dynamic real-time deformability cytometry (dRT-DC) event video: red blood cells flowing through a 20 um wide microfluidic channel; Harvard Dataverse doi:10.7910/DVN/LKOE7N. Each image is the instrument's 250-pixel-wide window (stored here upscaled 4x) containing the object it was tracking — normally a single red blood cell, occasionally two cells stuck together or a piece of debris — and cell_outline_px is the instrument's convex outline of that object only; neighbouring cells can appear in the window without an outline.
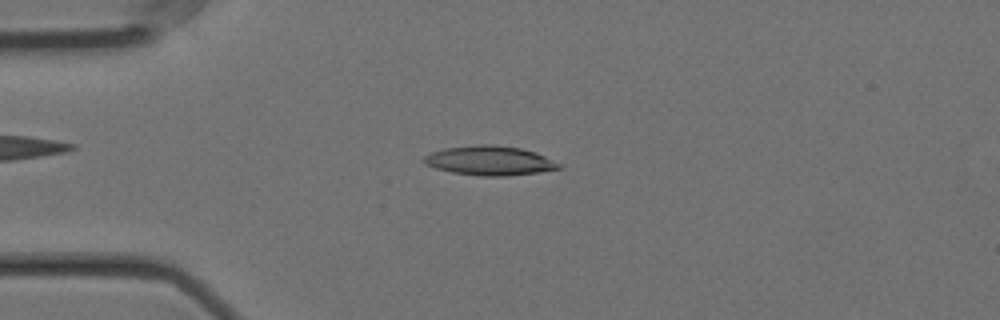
{"species": "Egyptian fruit bat (a non-hibernating species)", "species_latin": "Rousettus aegyptiacus", "temperature_condition": "cold", "stored_images_in_passage": 56, "camera_frame_rate_fps": 3000, "um_per_image_px": 0.085, "animal": {"sex": "female"}, "frame": {"image": 1, "passage_image": 13, "time_ms": 4.0, "image_size_px": [1000, 320], "cell_outline_px": [[564, 168], [540, 172], [508, 176], [480, 176], [452, 172], [436, 168], [424, 164], [420, 160], [424, 156], [432, 152], [444, 148], [480, 144], [488, 144], [520, 148], [536, 152], [564, 164]], "centroid_in_image_um": [41.66, 13.66], "position_along_channel_um": 43.3, "area_um2": 23.41}}
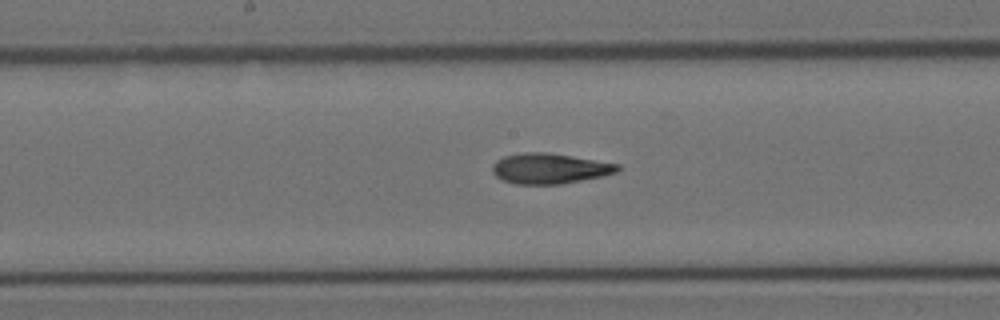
{"frame": {"image": 2, "passage_image": 28, "time_ms": 9.0, "image_size_px": [1000, 320], "cell_outline_px": [[620, 168], [616, 172], [604, 176], [560, 184], [516, 184], [504, 180], [496, 176], [492, 172], [492, 164], [496, 160], [504, 156], [524, 152], [544, 152], [572, 156], [620, 164]], "centroid_in_image_um": [46.71, 14.32], "position_along_channel_um": 201.5, "area_um2": 22.14}}
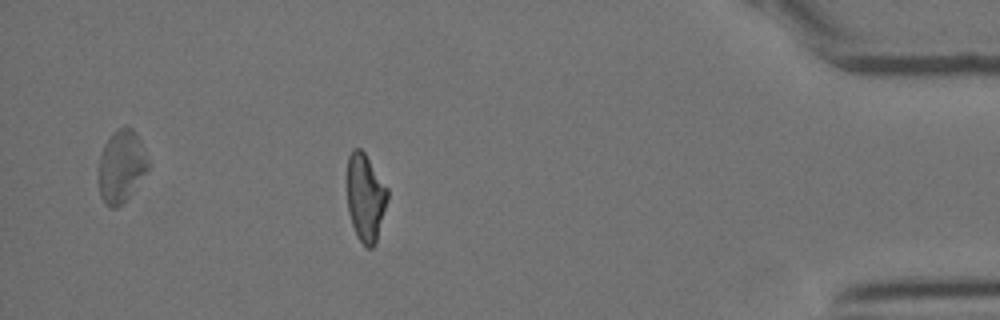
{"frame": {"image": 3, "passage_image": 49, "time_ms": 16.0, "image_size_px": [1000, 320], "cell_outline_px": [[388, 200], [376, 244], [372, 248], [364, 248], [356, 236], [348, 212], [348, 156], [352, 148], [360, 148], [364, 152], [388, 188]], "centroid_in_image_um": [31.08, 16.83], "position_along_channel_um": 404.1, "area_um2": 20.87}, "authors_computed_cell_mechanics": {"area_um2": 21.7039, "velocity_mm_per_s": 3.5625, "shape_relaxation_time_tau1_ms": 8.1009, "shape_relaxation_time_tau2_ms": 3.0563, "deformation_change_tau1": 0.2317, "deformation_change_tau2": 0.1207}}